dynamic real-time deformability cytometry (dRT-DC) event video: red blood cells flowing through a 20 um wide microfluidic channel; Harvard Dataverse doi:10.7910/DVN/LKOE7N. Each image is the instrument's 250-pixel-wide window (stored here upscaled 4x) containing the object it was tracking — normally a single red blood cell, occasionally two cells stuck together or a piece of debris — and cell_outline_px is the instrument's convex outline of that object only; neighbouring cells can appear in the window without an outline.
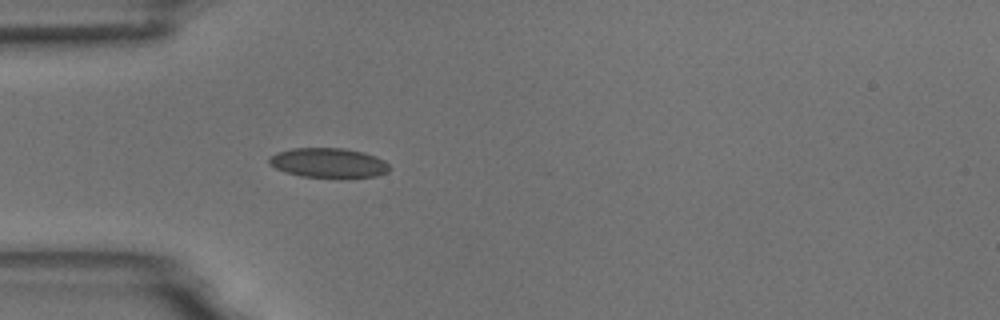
{"species": "common noctule bat (a hibernating species)", "species_latin": "Nyctalus noctula", "temperature_condition": "room temperature", "stored_images_in_passage": 1, "camera_frame_rate_fps": 3000, "um_per_image_px": 0.085, "animal": {"sex": "male", "body_mass_g": 18.8}, "frame": {"image": 1, "passage_image": 1, "time_ms": 0.0, "image_size_px": [1000, 320], "cell_outline_px": [[392, 168], [388, 172], [376, 176], [340, 180], [300, 176], [284, 172], [268, 164], [268, 156], [276, 152], [292, 148], [344, 148], [364, 152], [376, 156], [384, 160]], "centroid_in_image_um": [27.93, 13.88], "position_along_channel_um": 57.1, "area_um2": 21.79}}